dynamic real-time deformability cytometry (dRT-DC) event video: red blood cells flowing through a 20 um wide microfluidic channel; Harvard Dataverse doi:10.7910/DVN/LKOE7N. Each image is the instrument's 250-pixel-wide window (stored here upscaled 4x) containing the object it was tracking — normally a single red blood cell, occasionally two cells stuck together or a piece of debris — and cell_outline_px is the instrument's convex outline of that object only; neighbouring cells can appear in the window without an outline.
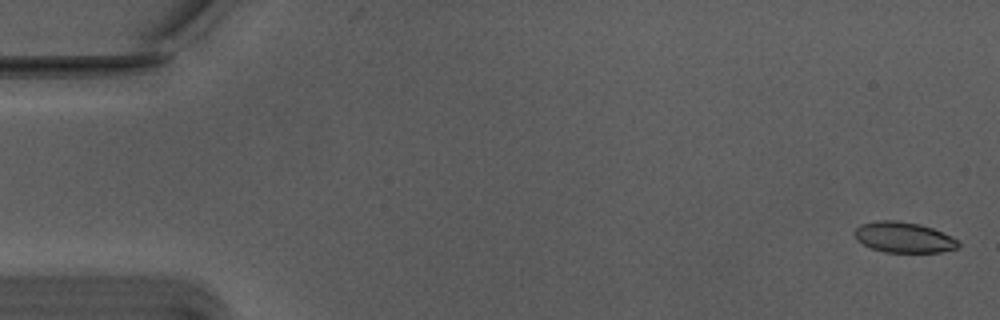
{"species": "Egyptian fruit bat (a non-hibernating species)", "species_latin": "Rousettus aegyptiacus", "temperature_condition": "warm", "stored_images_in_passage": 57, "camera_frame_rate_fps": 3000, "um_per_image_px": 0.085, "animal": {"sex": "male"}, "frame": {"image": 1, "passage_image": 2, "time_ms": 0.333, "image_size_px": [1000, 320], "cell_outline_px": [[960, 248], [940, 252], [884, 252], [872, 248], [856, 240], [852, 232], [860, 224], [880, 220], [896, 220], [920, 224], [932, 228], [956, 240], [960, 244]], "centroid_in_image_um": [76.77, 20.17], "position_along_channel_um": 8.2, "area_um2": 18.44}}
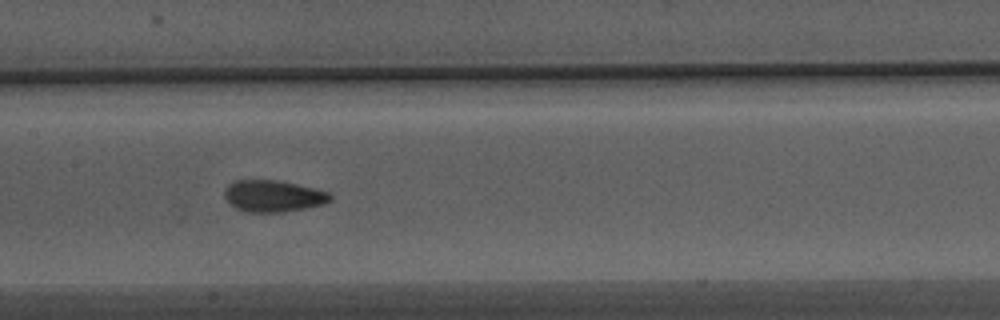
{"frame": {"image": 2, "passage_image": 28, "time_ms": 9.0, "image_size_px": [1000, 320], "cell_outline_px": [[332, 200], [324, 204], [284, 212], [248, 212], [236, 208], [224, 196], [224, 192], [228, 184], [236, 180], [276, 180], [316, 188], [328, 192], [332, 196]], "centroid_in_image_um": [23.24, 16.66], "position_along_channel_um": 184.2, "area_um2": 19.42}}
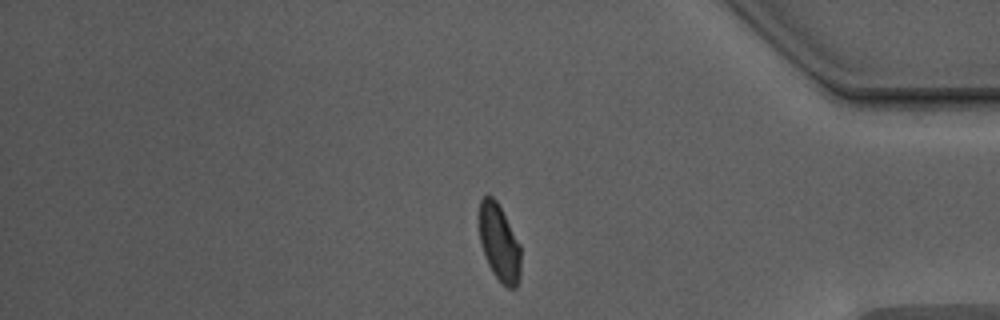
{"frame": {"image": 3, "passage_image": 47, "time_ms": 15.333, "image_size_px": [1000, 320], "cell_outline_px": [[520, 276], [516, 288], [508, 288], [492, 272], [484, 256], [480, 244], [480, 200], [484, 196], [492, 196], [496, 200], [520, 244]], "centroid_in_image_um": [42.44, 20.66], "position_along_channel_um": 392.8, "area_um2": 18.38}, "authors_computed_cell_mechanics": {"area_um2": 19.1318, "velocity_mm_per_s": 3.7356, "shape_relaxation_time_tau1_ms": 7.4011, "shape_relaxation_time_tau2_ms": 1.3311, "deformation_change_tau1": 0.1676, "deformation_change_tau2": 0.0711}}